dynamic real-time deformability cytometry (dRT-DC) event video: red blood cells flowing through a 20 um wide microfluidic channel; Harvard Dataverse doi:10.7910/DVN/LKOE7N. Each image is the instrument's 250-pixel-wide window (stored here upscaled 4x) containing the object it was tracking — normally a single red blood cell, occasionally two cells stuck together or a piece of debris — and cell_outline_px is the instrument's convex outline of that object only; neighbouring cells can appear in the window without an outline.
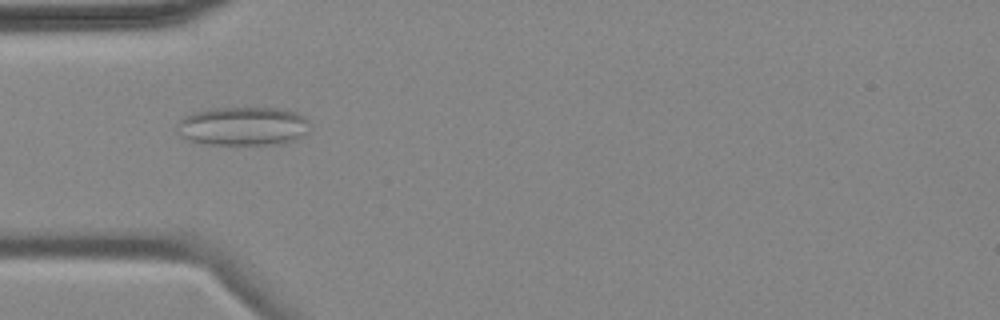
{"species": "common noctule bat (a hibernating species)", "species_latin": "Nyctalus noctula", "temperature_condition": "cold", "stored_images_in_passage": 6, "camera_frame_rate_fps": 3000, "um_per_image_px": 0.085, "animal": {"sex": "female", "body_mass_g": 18.4}, "frame": {"image": 1, "passage_image": 5, "time_ms": 5.0, "image_size_px": [1000, 320], "cell_outline_px": [[308, 132], [284, 144], [200, 144], [180, 136], [176, 132], [176, 128], [180, 120], [184, 116], [192, 112], [212, 108], [280, 108], [296, 112], [304, 116], [308, 120]], "centroid_in_image_um": [20.62, 10.72], "position_along_channel_um": 64.4, "area_um2": 30.17}}